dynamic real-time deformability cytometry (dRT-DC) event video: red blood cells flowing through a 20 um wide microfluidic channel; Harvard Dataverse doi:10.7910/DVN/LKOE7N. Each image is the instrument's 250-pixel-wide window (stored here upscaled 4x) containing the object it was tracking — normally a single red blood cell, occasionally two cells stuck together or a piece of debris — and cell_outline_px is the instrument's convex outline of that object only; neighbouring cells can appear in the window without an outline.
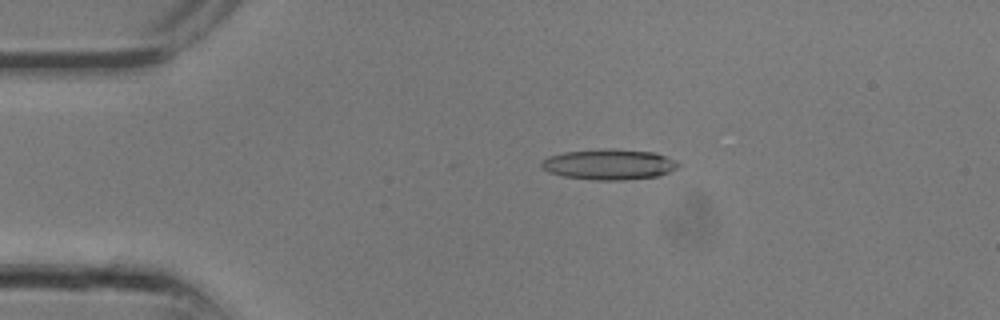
{"species": "common noctule bat (a hibernating species)", "species_latin": "Nyctalus noctula", "temperature_condition": "room temperature", "stored_images_in_passage": 15, "camera_frame_rate_fps": 3000, "um_per_image_px": 0.085, "animal": {"sex": "male", "body_mass_g": 13.3}, "frame": {"image": 1, "passage_image": 6, "time_ms": 1.667, "image_size_px": [1000, 320], "cell_outline_px": [[680, 164], [676, 168], [660, 176], [624, 180], [592, 180], [564, 176], [548, 172], [540, 164], [548, 156], [564, 152], [604, 148], [656, 152]], "centroid_in_image_um": [51.76, 13.97], "position_along_channel_um": 33.2, "area_um2": 24.28}}
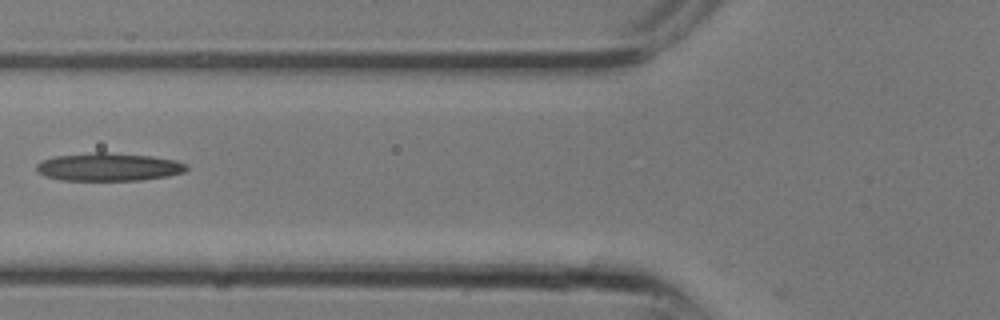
{"frame": {"image": 2, "passage_image": 11, "time_ms": 3.333, "image_size_px": [1000, 320], "cell_outline_px": [[188, 168], [184, 172], [168, 176], [140, 180], [60, 180], [36, 172], [36, 164], [40, 160], [56, 156], [92, 152], [104, 152], [152, 156], [176, 160], [188, 164]], "centroid_in_image_um": [9.24, 14.18], "position_along_channel_um": 116.6, "area_um2": 24.57}}
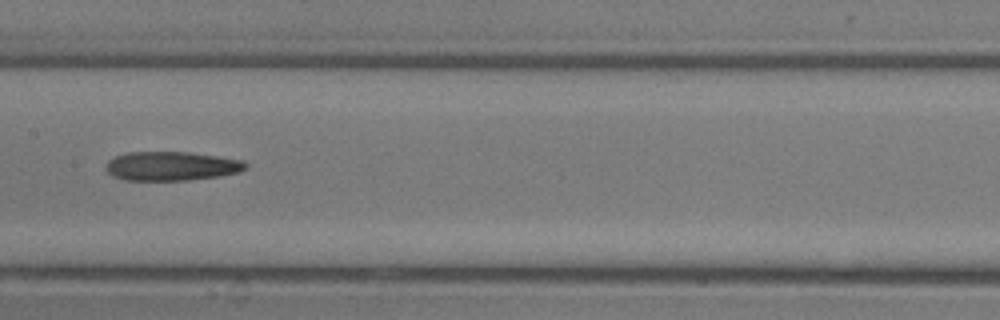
{"frame": {"image": 3, "passage_image": 14, "time_ms": 4.333, "image_size_px": [1000, 320], "cell_outline_px": [[248, 168], [240, 172], [220, 176], [188, 180], [124, 180], [112, 176], [104, 168], [108, 160], [124, 152], [188, 152], [244, 160], [248, 164]], "centroid_in_image_um": [14.58, 14.12], "position_along_channel_um": 192.8, "area_um2": 23.87}}